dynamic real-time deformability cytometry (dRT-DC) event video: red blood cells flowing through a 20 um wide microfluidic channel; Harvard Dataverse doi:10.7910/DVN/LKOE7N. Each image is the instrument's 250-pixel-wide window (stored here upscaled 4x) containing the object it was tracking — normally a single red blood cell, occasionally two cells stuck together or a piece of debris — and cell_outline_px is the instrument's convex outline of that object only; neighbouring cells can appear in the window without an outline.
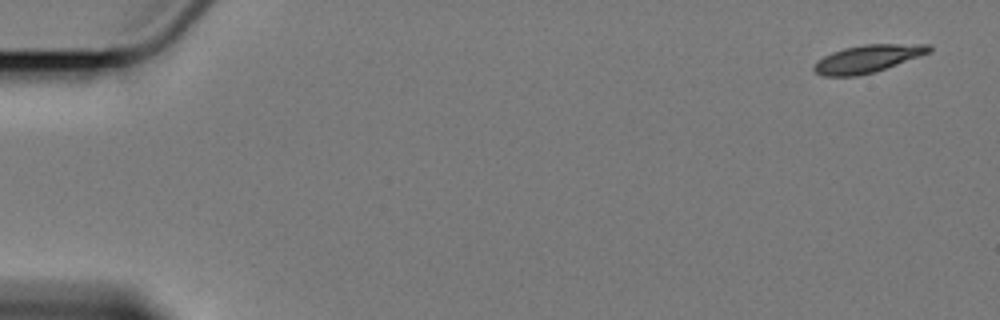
{"species": "Egyptian fruit bat (a non-hibernating species)", "species_latin": "Rousettus aegyptiacus", "temperature_condition": "cold", "stored_images_in_passage": 6, "camera_frame_rate_fps": 3000, "um_per_image_px": 0.085, "animal": {"sex": "female"}, "frame": {"image": 1, "passage_image": 1, "time_ms": 0.0, "image_size_px": [1000, 320], "cell_outline_px": [[932, 52], [876, 72], [856, 76], [824, 76], [816, 72], [812, 68], [816, 60], [832, 52], [844, 48], [864, 44], [928, 44], [932, 48]], "centroid_in_image_um": [73.76, 4.99], "position_along_channel_um": 11.2, "area_um2": 18.67}}
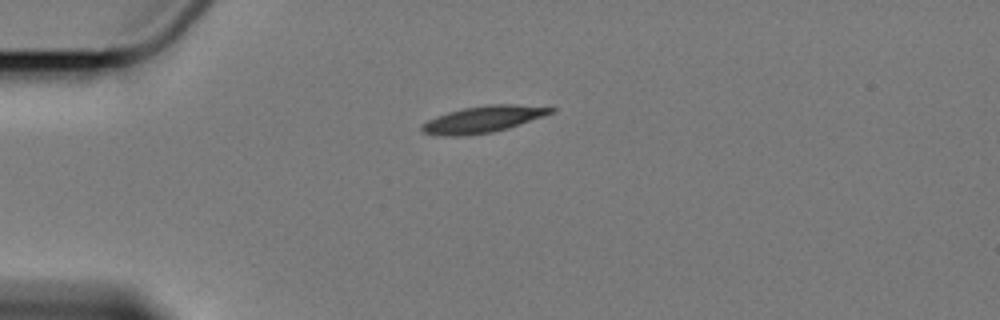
{"frame": {"image": 2, "passage_image": 4, "time_ms": 4.333, "image_size_px": [1000, 320], "cell_outline_px": [[556, 112], [508, 128], [492, 132], [460, 136], [444, 136], [424, 132], [420, 128], [420, 124], [436, 116], [448, 112], [464, 108], [488, 104], [552, 104], [556, 108]], "centroid_in_image_um": [41.2, 10.1], "position_along_channel_um": 43.8, "area_um2": 20.46}}
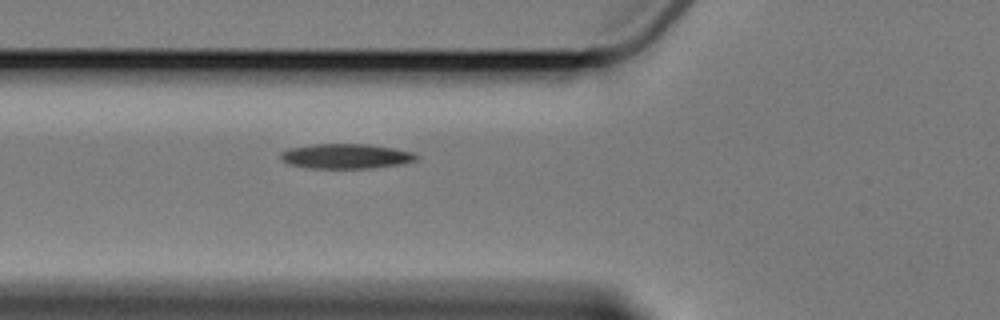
{"frame": {"image": 3, "passage_image": 6, "time_ms": 6.667, "image_size_px": [1000, 320], "cell_outline_px": [[420, 160], [404, 164], [372, 168], [308, 168], [288, 164], [280, 160], [280, 152], [288, 148], [312, 144], [368, 144], [392, 148], [412, 152], [420, 156]], "centroid_in_image_um": [29.41, 13.28], "position_along_channel_um": 96.4, "area_um2": 20.0}}